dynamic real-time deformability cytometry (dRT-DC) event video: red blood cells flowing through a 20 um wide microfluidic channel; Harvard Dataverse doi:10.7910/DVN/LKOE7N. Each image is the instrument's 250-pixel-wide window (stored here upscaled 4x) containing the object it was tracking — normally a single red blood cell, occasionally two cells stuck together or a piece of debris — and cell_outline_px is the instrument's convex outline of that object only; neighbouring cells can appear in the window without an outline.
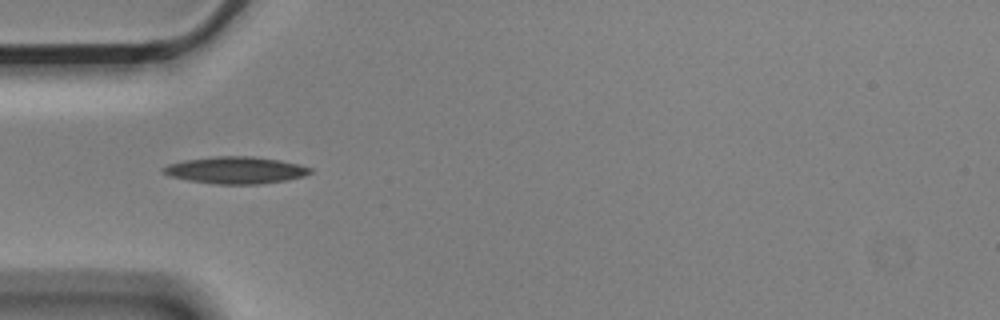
{"species": "Egyptian fruit bat (a non-hibernating species)", "species_latin": "Rousettus aegyptiacus", "temperature_condition": "cold", "stored_images_in_passage": 5, "camera_frame_rate_fps": 3000, "um_per_image_px": 0.085, "animal": {"sex": "male"}, "frame": {"image": 1, "passage_image": 4, "time_ms": 1.0, "image_size_px": [1000, 320], "cell_outline_px": [[312, 172], [304, 176], [284, 180], [260, 184], [216, 184], [188, 180], [168, 176], [160, 172], [160, 168], [168, 164], [184, 160], [216, 156], [252, 156], [280, 160], [312, 168]], "centroid_in_image_um": [19.97, 14.46], "position_along_channel_um": 65.0, "area_um2": 23.12}}
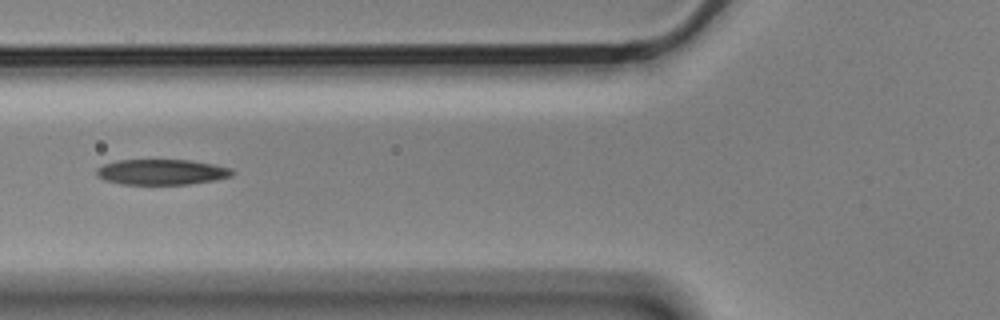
{"frame": {"image": 2, "passage_image": 5, "time_ms": 1.333, "image_size_px": [1000, 320], "cell_outline_px": [[236, 172], [232, 176], [216, 180], [188, 184], [120, 184], [104, 180], [96, 176], [96, 168], [104, 164], [116, 160], [188, 160], [212, 164], [232, 168]], "centroid_in_image_um": [13.73, 14.62], "position_along_channel_um": 112.1, "area_um2": 20.29}}